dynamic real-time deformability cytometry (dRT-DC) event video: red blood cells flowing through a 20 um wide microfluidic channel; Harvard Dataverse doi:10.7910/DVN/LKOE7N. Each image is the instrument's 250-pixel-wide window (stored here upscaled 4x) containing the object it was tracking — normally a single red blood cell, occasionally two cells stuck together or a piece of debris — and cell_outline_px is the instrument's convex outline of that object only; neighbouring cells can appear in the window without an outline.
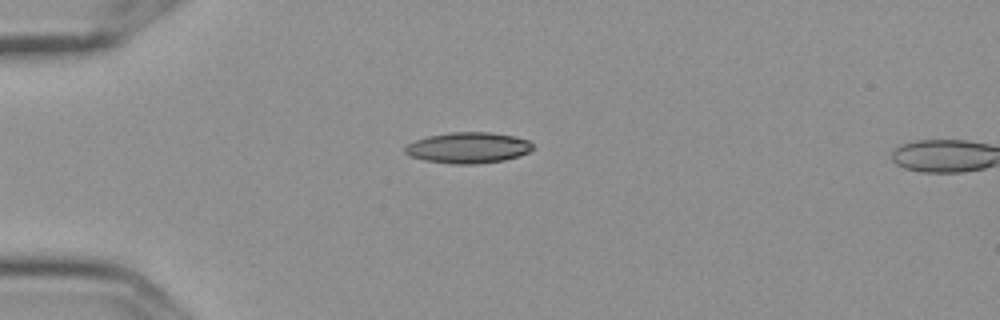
{"species": "Egyptian fruit bat (a non-hibernating species)", "species_latin": "Rousettus aegyptiacus", "temperature_condition": "cold", "stored_images_in_passage": 2, "camera_frame_rate_fps": 3000, "um_per_image_px": 0.085, "frame": {"image": 1, "passage_image": 1, "time_ms": 0.0, "image_size_px": [1000, 320], "cell_outline_px": [[536, 148], [520, 156], [504, 160], [476, 164], [452, 164], [424, 160], [412, 156], [404, 152], [404, 148], [408, 144], [416, 140], [428, 136], [452, 132], [488, 132], [516, 136], [528, 140]], "centroid_in_image_um": [39.83, 12.56], "position_along_channel_um": 45.2, "area_um2": 23.06}}